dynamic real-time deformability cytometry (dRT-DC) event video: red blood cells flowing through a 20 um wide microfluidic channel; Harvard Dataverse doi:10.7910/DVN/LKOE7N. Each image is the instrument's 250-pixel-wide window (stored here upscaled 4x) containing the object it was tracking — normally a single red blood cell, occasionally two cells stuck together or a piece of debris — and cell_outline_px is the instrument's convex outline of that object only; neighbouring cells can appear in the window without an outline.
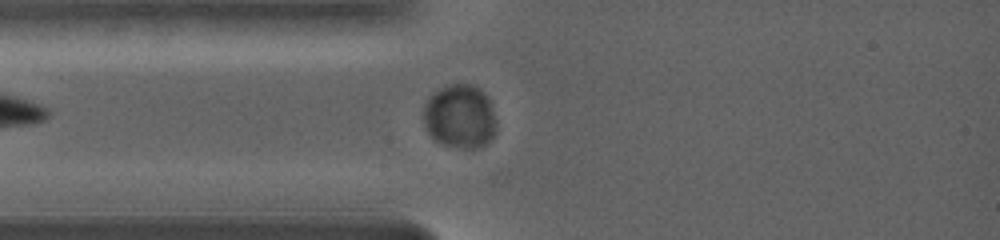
{"species": "common noctule bat (a hibernating species)", "species_latin": "Nyctalus noctula", "temperature_condition": "warm", "stored_images_in_passage": 28, "camera_frame_rate_fps": 5000, "um_per_image_px": 0.085, "animal": {"sex": "female", "body_mass_g": 19.0, "forearm_length_mm": 56.7}, "frame": {"image": 1, "passage_image": 9, "time_ms": 2.8, "image_size_px": [1000, 240], "cell_outline_px": [[488, 140], [480, 148], [456, 148], [440, 144], [432, 136], [428, 124], [428, 104], [432, 96], [436, 92], [444, 88], [456, 84], [464, 84], [476, 88], [484, 96], [488, 104]], "centroid_in_image_um": [39.02, 9.95], "position_along_channel_um": 46.0, "area_um2": 23.93}}
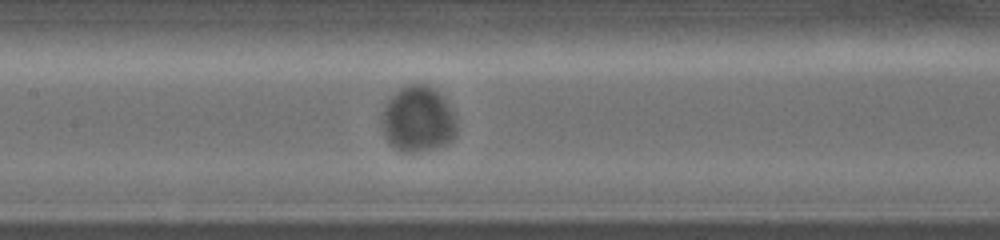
{"frame": {"image": 2, "passage_image": 19, "time_ms": 6.4, "image_size_px": [1000, 240], "cell_outline_px": [[448, 140], [444, 144], [432, 148], [412, 152], [400, 152], [388, 140], [388, 104], [404, 88], [412, 84], [424, 84], [436, 92], [444, 108], [448, 124]], "centroid_in_image_um": [35.44, 10.18], "position_along_channel_um": 172.0, "area_um2": 24.16}}
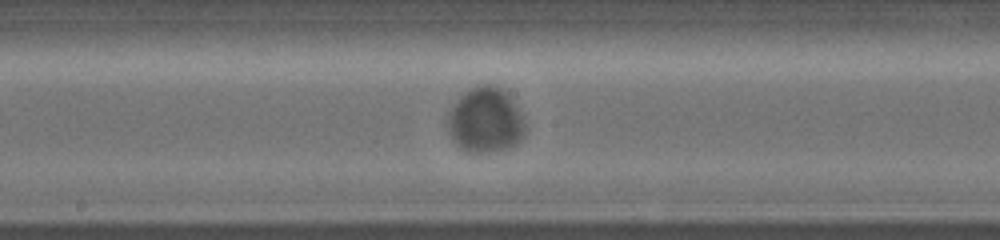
{"frame": {"image": 3, "passage_image": 22, "time_ms": 7.4, "image_size_px": [1000, 240], "cell_outline_px": [[516, 140], [508, 148], [480, 152], [468, 152], [456, 140], [452, 124], [452, 112], [456, 104], [472, 88], [484, 84], [488, 84], [500, 88], [504, 92], [516, 116]], "centroid_in_image_um": [41.18, 10.21], "position_along_channel_um": 207.0, "area_um2": 25.14}}